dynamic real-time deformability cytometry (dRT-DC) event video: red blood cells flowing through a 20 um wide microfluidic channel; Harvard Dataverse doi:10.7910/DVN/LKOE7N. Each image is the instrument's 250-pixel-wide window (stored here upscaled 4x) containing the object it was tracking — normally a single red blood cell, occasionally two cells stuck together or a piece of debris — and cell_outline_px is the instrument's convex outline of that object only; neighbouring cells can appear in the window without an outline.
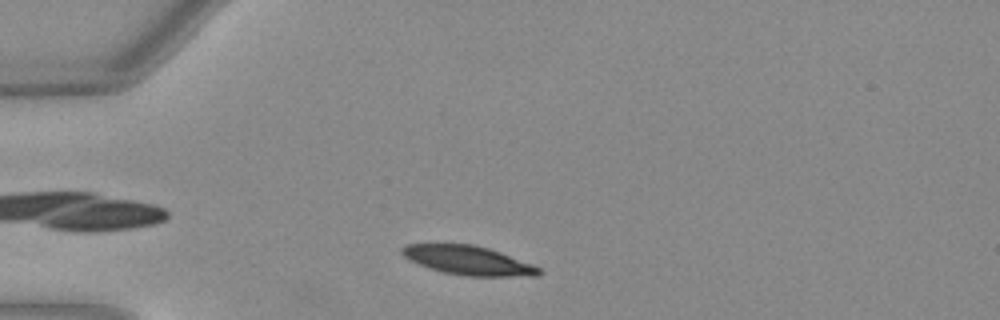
{"species": "Egyptian fruit bat (a non-hibernating species)", "species_latin": "Rousettus aegyptiacus", "temperature_condition": "warm", "stored_images_in_passage": 37, "camera_frame_rate_fps": 3000, "um_per_image_px": 0.085, "animal": {"sex": "female"}, "frame": {"image": 1, "passage_image": 4, "time_ms": 1.0, "image_size_px": [1000, 320], "cell_outline_px": [[540, 272], [536, 276], [464, 276], [444, 272], [408, 260], [400, 252], [400, 248], [408, 244], [472, 244], [488, 248], [500, 252], [532, 264], [540, 268]], "centroid_in_image_um": [39.78, 22.13], "position_along_channel_um": 45.2, "area_um2": 22.89}}
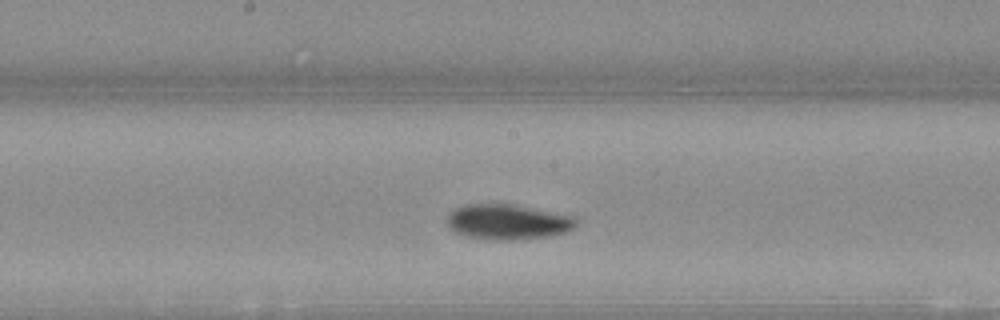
{"frame": {"image": 2, "passage_image": 18, "time_ms": 5.667, "image_size_px": [1000, 320], "cell_outline_px": [[576, 224], [568, 232], [552, 236], [508, 240], [496, 240], [464, 236], [448, 228], [448, 216], [456, 208], [464, 204], [516, 204], [572, 216], [576, 220]], "centroid_in_image_um": [43.16, 18.86], "position_along_channel_um": 205.0, "area_um2": 26.47}}
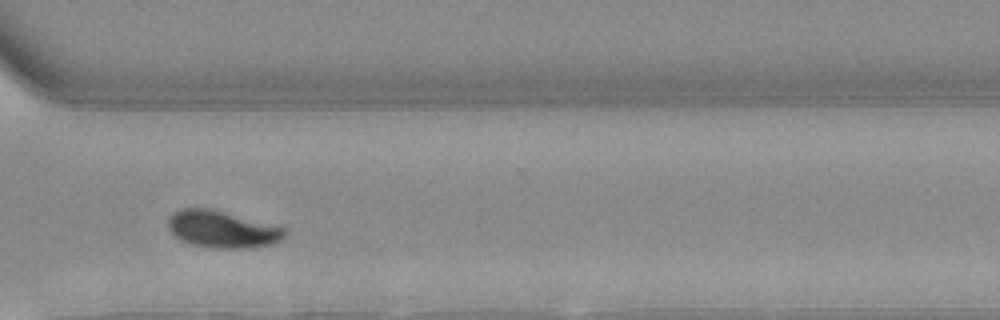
{"frame": {"image": 3, "passage_image": 29, "time_ms": 9.333, "image_size_px": [1000, 320], "cell_outline_px": [[284, 236], [280, 240], [272, 244], [252, 248], [212, 248], [192, 244], [180, 240], [168, 228], [168, 216], [172, 212], [184, 208], [204, 208], [284, 228]], "centroid_in_image_um": [18.81, 19.51], "position_along_channel_um": 351.8, "area_um2": 24.45}, "authors_computed_cell_mechanics": {"area_um2": 24.854, "velocity_mm_per_s": 3.9981, "shape_relaxation_time_tau1_ms": 3.2225, "shape_relaxation_time_tau2_ms": 2.9659, "deformation_change_tau1": 0.1487, "deformation_change_tau2": 0.0556}}